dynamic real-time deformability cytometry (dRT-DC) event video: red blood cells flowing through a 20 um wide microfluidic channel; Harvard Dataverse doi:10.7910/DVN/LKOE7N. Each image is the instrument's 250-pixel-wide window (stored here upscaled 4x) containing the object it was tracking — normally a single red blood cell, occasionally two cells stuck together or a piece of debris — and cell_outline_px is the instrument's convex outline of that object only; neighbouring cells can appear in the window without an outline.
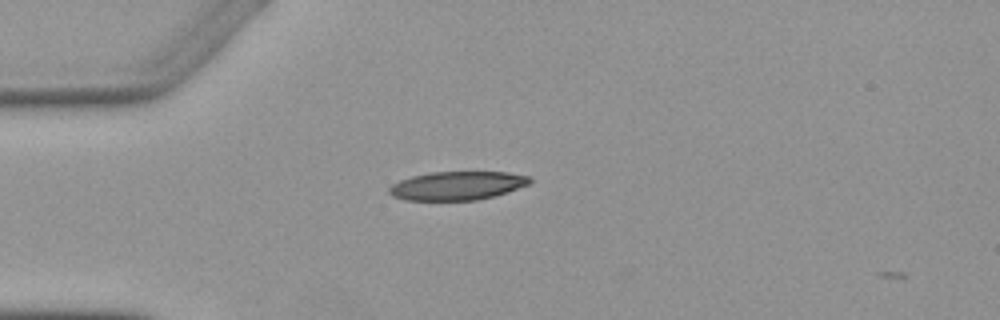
{"species": "Egyptian fruit bat (a non-hibernating species)", "species_latin": "Rousettus aegyptiacus", "temperature_condition": "warm", "stored_images_in_passage": 2, "camera_frame_rate_fps": 3000, "um_per_image_px": 0.085, "animal": {"sex": "female"}, "frame": {"image": 1, "passage_image": 1, "time_ms": 0.0, "image_size_px": [1000, 320], "cell_outline_px": [[532, 180], [528, 184], [492, 196], [476, 200], [408, 200], [392, 196], [388, 192], [388, 188], [392, 184], [400, 180], [412, 176], [432, 172], [508, 172], [528, 176]], "centroid_in_image_um": [38.81, 15.78], "position_along_channel_um": 46.2, "area_um2": 23.12}}